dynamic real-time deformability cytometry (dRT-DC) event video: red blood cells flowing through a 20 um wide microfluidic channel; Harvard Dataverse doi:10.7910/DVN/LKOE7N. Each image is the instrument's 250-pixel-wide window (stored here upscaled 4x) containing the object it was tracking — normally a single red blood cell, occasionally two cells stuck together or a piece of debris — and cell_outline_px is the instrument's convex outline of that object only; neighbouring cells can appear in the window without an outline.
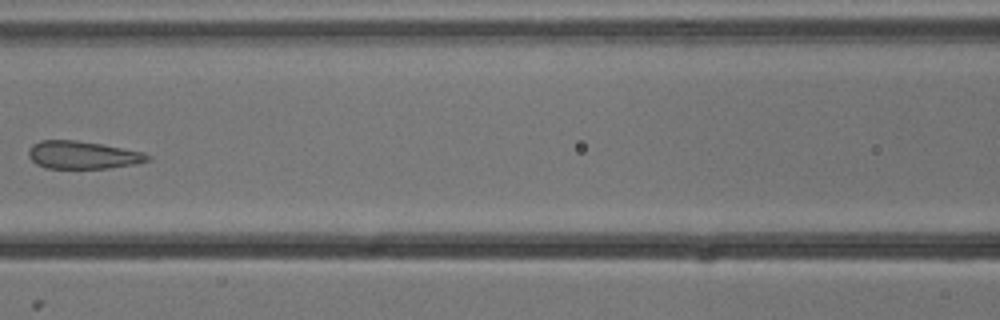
{"species": "common noctule bat (a hibernating species)", "species_latin": "Nyctalus noctula", "temperature_condition": "cold", "stored_images_in_passage": 7, "segment_of_instrument_passage": [1, 2], "camera_frame_rate_fps": 3000, "um_per_image_px": 0.085, "animal": {"sex": "male", "body_mass_g": 13.3}, "frame": {"image": 1, "passage_image": 6, "time_ms": 1.667, "image_size_px": [1000, 320], "cell_outline_px": [[152, 160], [136, 164], [108, 168], [44, 168], [36, 164], [28, 156], [28, 152], [32, 144], [40, 140], [76, 140], [100, 144], [144, 152], [152, 156]], "centroid_in_image_um": [7.04, 13.18], "position_along_channel_um": 159.6, "area_um2": 19.36}}